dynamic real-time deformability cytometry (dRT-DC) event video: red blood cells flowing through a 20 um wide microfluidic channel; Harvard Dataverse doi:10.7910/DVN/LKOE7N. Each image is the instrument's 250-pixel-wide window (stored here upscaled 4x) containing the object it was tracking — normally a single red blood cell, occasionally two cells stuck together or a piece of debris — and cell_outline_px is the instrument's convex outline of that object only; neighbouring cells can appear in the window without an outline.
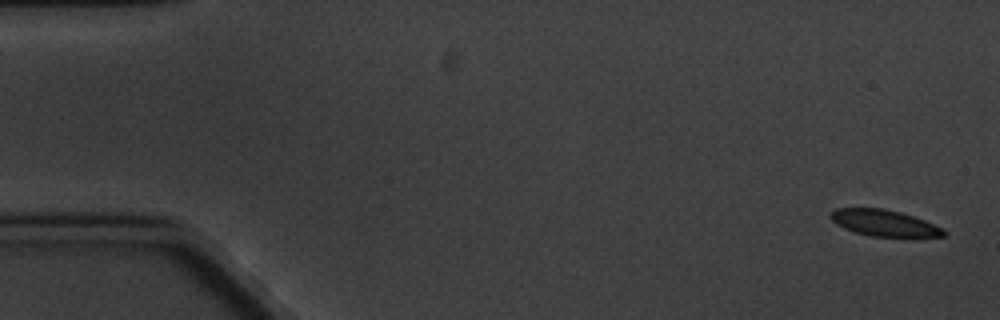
{"species": "common noctule bat (a hibernating species)", "species_latin": "Nyctalus noctula", "temperature_condition": "cold", "stored_images_in_passage": 4, "camera_frame_rate_fps": 3000, "um_per_image_px": 0.085, "animal": {"sex": "male", "body_mass_g": 20.1, "forearm_length_mm": 53.5}, "frame": {"image": 1, "passage_image": 1, "time_ms": 0.0, "image_size_px": [1000, 320], "cell_outline_px": [[948, 232], [944, 236], [872, 236], [852, 232], [836, 224], [828, 216], [836, 208], [884, 208], [900, 212], [924, 220]], "centroid_in_image_um": [75.09, 18.94], "position_along_channel_um": 9.9, "area_um2": 17.11}}